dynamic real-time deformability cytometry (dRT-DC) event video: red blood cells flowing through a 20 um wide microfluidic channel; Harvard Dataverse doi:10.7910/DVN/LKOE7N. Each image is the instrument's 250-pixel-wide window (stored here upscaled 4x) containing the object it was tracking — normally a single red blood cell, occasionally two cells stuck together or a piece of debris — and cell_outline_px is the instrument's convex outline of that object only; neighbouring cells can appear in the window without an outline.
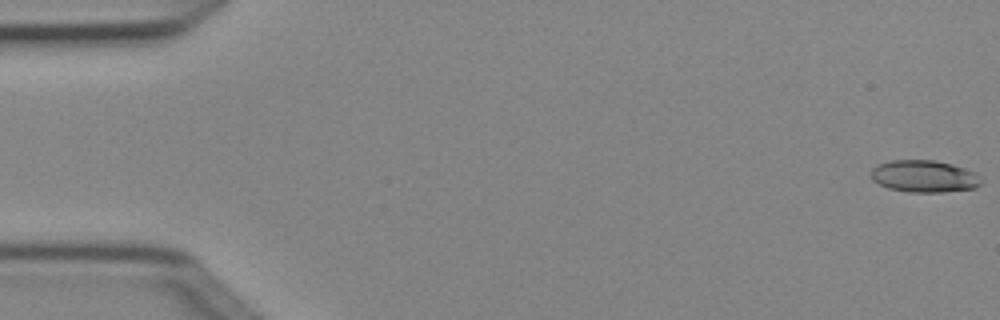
{"species": "Egyptian fruit bat (a non-hibernating species)", "species_latin": "Rousettus aegyptiacus", "temperature_condition": "cold", "stored_images_in_passage": 7, "camera_frame_rate_fps": 3000, "um_per_image_px": 0.085, "animal": {"sex": "female"}, "frame": {"image": 1, "passage_image": 1, "time_ms": 0.0, "image_size_px": [1000, 320], "cell_outline_px": [[980, 184], [976, 188], [944, 192], [908, 192], [888, 188], [872, 180], [872, 168], [880, 164], [892, 160], [936, 160], [964, 168], [976, 172], [980, 180]], "centroid_in_image_um": [78.56, 14.99], "position_along_channel_um": 6.4, "area_um2": 20.46}}
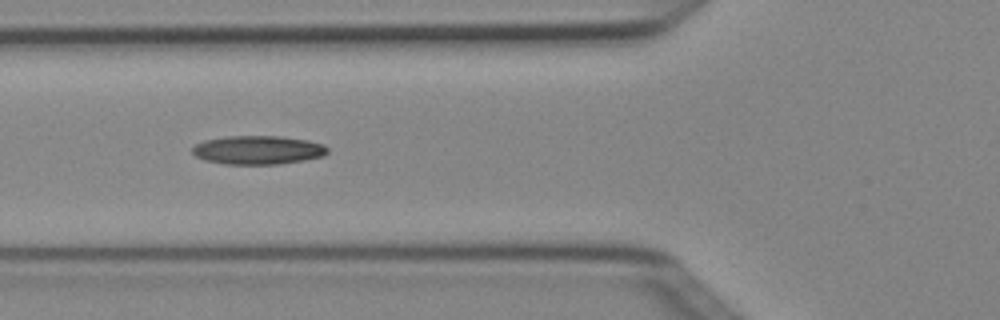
{"frame": {"image": 2, "passage_image": 6, "time_ms": 1.667, "image_size_px": [1000, 320], "cell_outline_px": [[328, 152], [324, 156], [304, 160], [280, 164], [224, 164], [204, 160], [196, 156], [192, 152], [192, 148], [196, 144], [204, 140], [228, 136], [280, 136], [308, 140], [324, 144], [328, 148]], "centroid_in_image_um": [21.94, 12.75], "position_along_channel_um": 103.9, "area_um2": 22.72}}
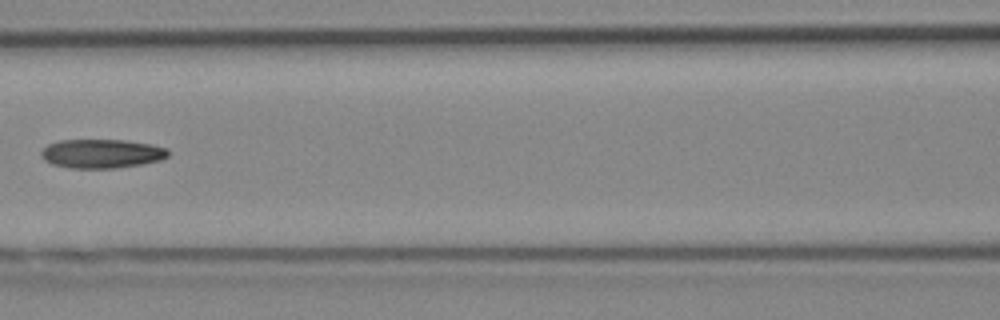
{"frame": {"image": 3, "passage_image": 7, "time_ms": 2.0, "image_size_px": [1000, 320], "cell_outline_px": [[168, 156], [160, 160], [140, 164], [116, 168], [68, 168], [52, 164], [44, 160], [40, 156], [40, 152], [48, 144], [60, 140], [124, 140], [148, 144], [168, 148]], "centroid_in_image_um": [8.6, 13.06], "position_along_channel_um": 158.0, "area_um2": 21.39}}